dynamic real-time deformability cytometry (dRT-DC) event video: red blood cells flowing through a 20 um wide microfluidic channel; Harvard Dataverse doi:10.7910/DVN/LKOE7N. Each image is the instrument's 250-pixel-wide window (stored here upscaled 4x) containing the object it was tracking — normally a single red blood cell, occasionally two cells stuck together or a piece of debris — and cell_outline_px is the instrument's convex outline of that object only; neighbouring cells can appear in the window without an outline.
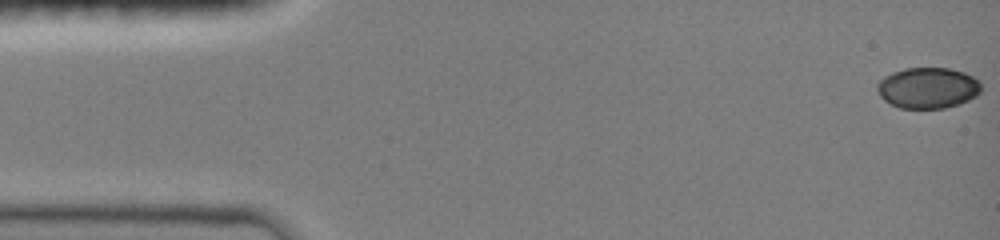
{"species": "common noctule bat (a hibernating species)", "species_latin": "Nyctalus noctula", "temperature_condition": "room temperature", "stored_images_in_passage": 48, "camera_frame_rate_fps": 3000, "um_per_image_px": 0.085, "animal": {"sex": "female", "body_mass_g": 19.0, "forearm_length_mm": 51.5}, "frame": {"image": 1, "passage_image": 1, "time_ms": 0.0, "image_size_px": [1000, 240], "cell_outline_px": [[980, 92], [976, 96], [968, 100], [944, 108], [900, 108], [884, 100], [876, 92], [876, 84], [884, 76], [892, 72], [904, 68], [948, 68], [964, 72], [980, 80]], "centroid_in_image_um": [78.84, 7.46], "position_along_channel_um": 6.2, "area_um2": 24.85}}
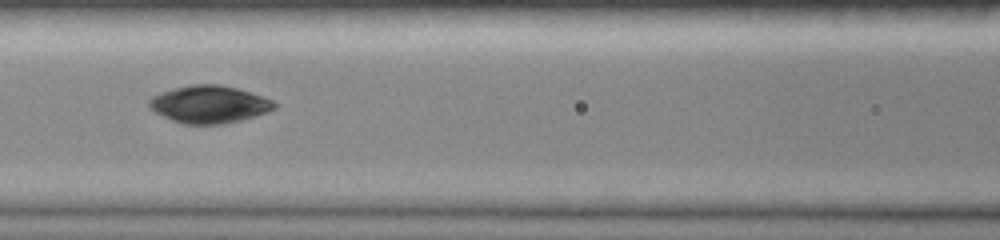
{"frame": {"image": 2, "passage_image": 21, "time_ms": 6.667, "image_size_px": [1000, 240], "cell_outline_px": [[276, 108], [240, 120], [224, 124], [184, 124], [172, 120], [148, 108], [148, 100], [152, 96], [160, 92], [172, 88], [192, 84], [220, 84], [236, 88], [264, 96], [272, 100], [276, 104]], "centroid_in_image_um": [17.74, 8.85], "position_along_channel_um": 148.9, "area_um2": 27.28}}
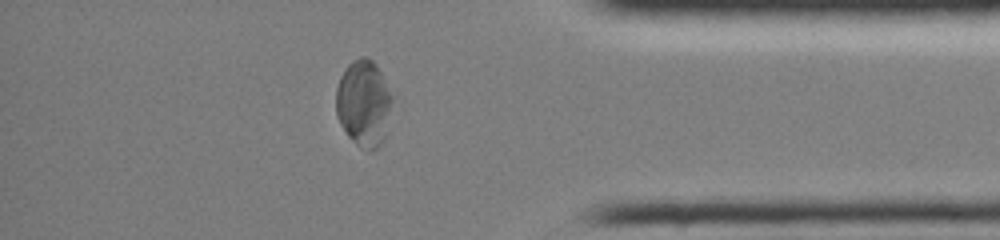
{"frame": {"image": 3, "passage_image": 41, "time_ms": 13.333, "image_size_px": [1000, 240], "cell_outline_px": [[392, 100], [384, 140], [376, 148], [360, 148], [348, 136], [340, 124], [336, 116], [336, 88], [340, 76], [348, 64], [352, 60], [360, 56], [368, 56], [376, 64], [392, 96]], "centroid_in_image_um": [30.88, 8.74], "position_along_channel_um": 404.3, "area_um2": 28.15}, "authors_computed_cell_mechanics": {"area_um2": 27.0504, "velocity_mm_per_s": 4.0143, "shape_relaxation_time_tau1_ms": null, "shape_relaxation_time_tau2_ms": 2.9811, "deformation_change_tau1": null, "deformation_change_tau2": 0.0405}}